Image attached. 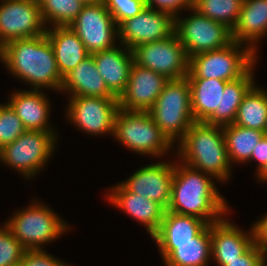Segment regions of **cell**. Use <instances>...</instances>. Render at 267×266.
Listing matches in <instances>:
<instances>
[{
  "instance_id": "obj_1",
  "label": "cell",
  "mask_w": 267,
  "mask_h": 266,
  "mask_svg": "<svg viewBox=\"0 0 267 266\" xmlns=\"http://www.w3.org/2000/svg\"><path fill=\"white\" fill-rule=\"evenodd\" d=\"M174 163L171 200L167 211L195 216L211 224L229 211L211 175L186 164Z\"/></svg>"
},
{
  "instance_id": "obj_2",
  "label": "cell",
  "mask_w": 267,
  "mask_h": 266,
  "mask_svg": "<svg viewBox=\"0 0 267 266\" xmlns=\"http://www.w3.org/2000/svg\"><path fill=\"white\" fill-rule=\"evenodd\" d=\"M0 60L10 73L35 90L61 89L63 77L46 33L8 42L0 48Z\"/></svg>"
},
{
  "instance_id": "obj_3",
  "label": "cell",
  "mask_w": 267,
  "mask_h": 266,
  "mask_svg": "<svg viewBox=\"0 0 267 266\" xmlns=\"http://www.w3.org/2000/svg\"><path fill=\"white\" fill-rule=\"evenodd\" d=\"M179 143L177 148L180 162L219 181L230 178L231 164L223 126L194 122Z\"/></svg>"
},
{
  "instance_id": "obj_4",
  "label": "cell",
  "mask_w": 267,
  "mask_h": 266,
  "mask_svg": "<svg viewBox=\"0 0 267 266\" xmlns=\"http://www.w3.org/2000/svg\"><path fill=\"white\" fill-rule=\"evenodd\" d=\"M148 113L172 145L180 142L195 122L187 77L169 80Z\"/></svg>"
},
{
  "instance_id": "obj_5",
  "label": "cell",
  "mask_w": 267,
  "mask_h": 266,
  "mask_svg": "<svg viewBox=\"0 0 267 266\" xmlns=\"http://www.w3.org/2000/svg\"><path fill=\"white\" fill-rule=\"evenodd\" d=\"M242 45L245 47L242 48ZM256 52L246 44L232 41L223 48L191 56L186 77L224 81L238 79L256 64Z\"/></svg>"
},
{
  "instance_id": "obj_6",
  "label": "cell",
  "mask_w": 267,
  "mask_h": 266,
  "mask_svg": "<svg viewBox=\"0 0 267 266\" xmlns=\"http://www.w3.org/2000/svg\"><path fill=\"white\" fill-rule=\"evenodd\" d=\"M113 136L138 154L161 157L173 145L162 134L148 112L118 108Z\"/></svg>"
},
{
  "instance_id": "obj_7",
  "label": "cell",
  "mask_w": 267,
  "mask_h": 266,
  "mask_svg": "<svg viewBox=\"0 0 267 266\" xmlns=\"http://www.w3.org/2000/svg\"><path fill=\"white\" fill-rule=\"evenodd\" d=\"M32 202L15 212L5 225L26 250H43L42 245L58 239L70 225L45 204Z\"/></svg>"
},
{
  "instance_id": "obj_8",
  "label": "cell",
  "mask_w": 267,
  "mask_h": 266,
  "mask_svg": "<svg viewBox=\"0 0 267 266\" xmlns=\"http://www.w3.org/2000/svg\"><path fill=\"white\" fill-rule=\"evenodd\" d=\"M56 137L55 131L26 130L0 149V161L20 172L24 178L34 177L52 158Z\"/></svg>"
},
{
  "instance_id": "obj_9",
  "label": "cell",
  "mask_w": 267,
  "mask_h": 266,
  "mask_svg": "<svg viewBox=\"0 0 267 266\" xmlns=\"http://www.w3.org/2000/svg\"><path fill=\"white\" fill-rule=\"evenodd\" d=\"M191 15L175 17V34L183 44L188 58L193 55L217 50L232 41L231 29L223 23L213 21L201 14L193 6Z\"/></svg>"
},
{
  "instance_id": "obj_10",
  "label": "cell",
  "mask_w": 267,
  "mask_h": 266,
  "mask_svg": "<svg viewBox=\"0 0 267 266\" xmlns=\"http://www.w3.org/2000/svg\"><path fill=\"white\" fill-rule=\"evenodd\" d=\"M134 63L162 74L169 80L185 78L189 58L176 34L163 40L140 44L132 49Z\"/></svg>"
},
{
  "instance_id": "obj_11",
  "label": "cell",
  "mask_w": 267,
  "mask_h": 266,
  "mask_svg": "<svg viewBox=\"0 0 267 266\" xmlns=\"http://www.w3.org/2000/svg\"><path fill=\"white\" fill-rule=\"evenodd\" d=\"M90 54L115 47L118 25L104 1L83 6L69 26Z\"/></svg>"
},
{
  "instance_id": "obj_12",
  "label": "cell",
  "mask_w": 267,
  "mask_h": 266,
  "mask_svg": "<svg viewBox=\"0 0 267 266\" xmlns=\"http://www.w3.org/2000/svg\"><path fill=\"white\" fill-rule=\"evenodd\" d=\"M67 107V119L84 132L94 135L112 134L119 108L118 98L71 96Z\"/></svg>"
},
{
  "instance_id": "obj_13",
  "label": "cell",
  "mask_w": 267,
  "mask_h": 266,
  "mask_svg": "<svg viewBox=\"0 0 267 266\" xmlns=\"http://www.w3.org/2000/svg\"><path fill=\"white\" fill-rule=\"evenodd\" d=\"M38 0H3L0 5V48L12 40L46 33Z\"/></svg>"
},
{
  "instance_id": "obj_14",
  "label": "cell",
  "mask_w": 267,
  "mask_h": 266,
  "mask_svg": "<svg viewBox=\"0 0 267 266\" xmlns=\"http://www.w3.org/2000/svg\"><path fill=\"white\" fill-rule=\"evenodd\" d=\"M174 34L175 17L147 6L135 17L118 25L120 44L130 50L140 44L163 40Z\"/></svg>"
},
{
  "instance_id": "obj_15",
  "label": "cell",
  "mask_w": 267,
  "mask_h": 266,
  "mask_svg": "<svg viewBox=\"0 0 267 266\" xmlns=\"http://www.w3.org/2000/svg\"><path fill=\"white\" fill-rule=\"evenodd\" d=\"M174 164L158 162L139 168L121 184L130 192L143 195L151 201L168 208L171 200V189Z\"/></svg>"
},
{
  "instance_id": "obj_16",
  "label": "cell",
  "mask_w": 267,
  "mask_h": 266,
  "mask_svg": "<svg viewBox=\"0 0 267 266\" xmlns=\"http://www.w3.org/2000/svg\"><path fill=\"white\" fill-rule=\"evenodd\" d=\"M168 81L162 74L133 63L125 92L119 97V107L148 112Z\"/></svg>"
},
{
  "instance_id": "obj_17",
  "label": "cell",
  "mask_w": 267,
  "mask_h": 266,
  "mask_svg": "<svg viewBox=\"0 0 267 266\" xmlns=\"http://www.w3.org/2000/svg\"><path fill=\"white\" fill-rule=\"evenodd\" d=\"M107 196L109 203L145 225L151 237L158 231L166 211L161 204L128 191L121 183L111 188Z\"/></svg>"
},
{
  "instance_id": "obj_18",
  "label": "cell",
  "mask_w": 267,
  "mask_h": 266,
  "mask_svg": "<svg viewBox=\"0 0 267 266\" xmlns=\"http://www.w3.org/2000/svg\"><path fill=\"white\" fill-rule=\"evenodd\" d=\"M191 89V111L195 122L220 125L222 95L228 81L187 78Z\"/></svg>"
},
{
  "instance_id": "obj_19",
  "label": "cell",
  "mask_w": 267,
  "mask_h": 266,
  "mask_svg": "<svg viewBox=\"0 0 267 266\" xmlns=\"http://www.w3.org/2000/svg\"><path fill=\"white\" fill-rule=\"evenodd\" d=\"M123 47L116 45L91 54L108 90L118 99L125 92L134 63L132 50Z\"/></svg>"
},
{
  "instance_id": "obj_20",
  "label": "cell",
  "mask_w": 267,
  "mask_h": 266,
  "mask_svg": "<svg viewBox=\"0 0 267 266\" xmlns=\"http://www.w3.org/2000/svg\"><path fill=\"white\" fill-rule=\"evenodd\" d=\"M165 266H208L211 258V224L185 243H157Z\"/></svg>"
},
{
  "instance_id": "obj_21",
  "label": "cell",
  "mask_w": 267,
  "mask_h": 266,
  "mask_svg": "<svg viewBox=\"0 0 267 266\" xmlns=\"http://www.w3.org/2000/svg\"><path fill=\"white\" fill-rule=\"evenodd\" d=\"M232 222L223 217L211 223V259L233 260L244 254L253 244L254 235L236 227Z\"/></svg>"
},
{
  "instance_id": "obj_22",
  "label": "cell",
  "mask_w": 267,
  "mask_h": 266,
  "mask_svg": "<svg viewBox=\"0 0 267 266\" xmlns=\"http://www.w3.org/2000/svg\"><path fill=\"white\" fill-rule=\"evenodd\" d=\"M49 98L40 90H25L12 93L8 104L22 120L26 130L53 131L49 127Z\"/></svg>"
},
{
  "instance_id": "obj_23",
  "label": "cell",
  "mask_w": 267,
  "mask_h": 266,
  "mask_svg": "<svg viewBox=\"0 0 267 266\" xmlns=\"http://www.w3.org/2000/svg\"><path fill=\"white\" fill-rule=\"evenodd\" d=\"M67 91L70 96H92L116 98L107 88L92 55L81 61L63 77L60 91Z\"/></svg>"
},
{
  "instance_id": "obj_24",
  "label": "cell",
  "mask_w": 267,
  "mask_h": 266,
  "mask_svg": "<svg viewBox=\"0 0 267 266\" xmlns=\"http://www.w3.org/2000/svg\"><path fill=\"white\" fill-rule=\"evenodd\" d=\"M52 28L46 29V35L51 42L58 70L64 77L91 54L69 26H54Z\"/></svg>"
},
{
  "instance_id": "obj_25",
  "label": "cell",
  "mask_w": 267,
  "mask_h": 266,
  "mask_svg": "<svg viewBox=\"0 0 267 266\" xmlns=\"http://www.w3.org/2000/svg\"><path fill=\"white\" fill-rule=\"evenodd\" d=\"M231 33L233 41L245 43L256 51L257 42L267 33V0H244Z\"/></svg>"
},
{
  "instance_id": "obj_26",
  "label": "cell",
  "mask_w": 267,
  "mask_h": 266,
  "mask_svg": "<svg viewBox=\"0 0 267 266\" xmlns=\"http://www.w3.org/2000/svg\"><path fill=\"white\" fill-rule=\"evenodd\" d=\"M208 224L195 216L165 211L158 231L152 236L156 243L190 242Z\"/></svg>"
},
{
  "instance_id": "obj_27",
  "label": "cell",
  "mask_w": 267,
  "mask_h": 266,
  "mask_svg": "<svg viewBox=\"0 0 267 266\" xmlns=\"http://www.w3.org/2000/svg\"><path fill=\"white\" fill-rule=\"evenodd\" d=\"M223 133L230 164L250 161L257 143L265 135L263 131L244 128L234 123L223 126Z\"/></svg>"
},
{
  "instance_id": "obj_28",
  "label": "cell",
  "mask_w": 267,
  "mask_h": 266,
  "mask_svg": "<svg viewBox=\"0 0 267 266\" xmlns=\"http://www.w3.org/2000/svg\"><path fill=\"white\" fill-rule=\"evenodd\" d=\"M267 121V91L254 85L238 107L234 124L265 131Z\"/></svg>"
},
{
  "instance_id": "obj_29",
  "label": "cell",
  "mask_w": 267,
  "mask_h": 266,
  "mask_svg": "<svg viewBox=\"0 0 267 266\" xmlns=\"http://www.w3.org/2000/svg\"><path fill=\"white\" fill-rule=\"evenodd\" d=\"M254 67L244 76L226 83L221 100L220 126L234 123L238 107L244 96L255 85L253 80Z\"/></svg>"
},
{
  "instance_id": "obj_30",
  "label": "cell",
  "mask_w": 267,
  "mask_h": 266,
  "mask_svg": "<svg viewBox=\"0 0 267 266\" xmlns=\"http://www.w3.org/2000/svg\"><path fill=\"white\" fill-rule=\"evenodd\" d=\"M45 26H70L81 12L83 4L79 0H38Z\"/></svg>"
},
{
  "instance_id": "obj_31",
  "label": "cell",
  "mask_w": 267,
  "mask_h": 266,
  "mask_svg": "<svg viewBox=\"0 0 267 266\" xmlns=\"http://www.w3.org/2000/svg\"><path fill=\"white\" fill-rule=\"evenodd\" d=\"M243 2L244 0H194L193 7L209 19L223 23L232 30Z\"/></svg>"
},
{
  "instance_id": "obj_32",
  "label": "cell",
  "mask_w": 267,
  "mask_h": 266,
  "mask_svg": "<svg viewBox=\"0 0 267 266\" xmlns=\"http://www.w3.org/2000/svg\"><path fill=\"white\" fill-rule=\"evenodd\" d=\"M26 131L22 120L16 115L12 107L0 105V149L15 141Z\"/></svg>"
},
{
  "instance_id": "obj_33",
  "label": "cell",
  "mask_w": 267,
  "mask_h": 266,
  "mask_svg": "<svg viewBox=\"0 0 267 266\" xmlns=\"http://www.w3.org/2000/svg\"><path fill=\"white\" fill-rule=\"evenodd\" d=\"M26 249L4 224L0 227V266H11L21 262Z\"/></svg>"
},
{
  "instance_id": "obj_34",
  "label": "cell",
  "mask_w": 267,
  "mask_h": 266,
  "mask_svg": "<svg viewBox=\"0 0 267 266\" xmlns=\"http://www.w3.org/2000/svg\"><path fill=\"white\" fill-rule=\"evenodd\" d=\"M114 21L119 25L122 21L135 17L145 7V0H103Z\"/></svg>"
},
{
  "instance_id": "obj_35",
  "label": "cell",
  "mask_w": 267,
  "mask_h": 266,
  "mask_svg": "<svg viewBox=\"0 0 267 266\" xmlns=\"http://www.w3.org/2000/svg\"><path fill=\"white\" fill-rule=\"evenodd\" d=\"M266 254L253 244L244 254L233 260H215L219 266H267Z\"/></svg>"
},
{
  "instance_id": "obj_36",
  "label": "cell",
  "mask_w": 267,
  "mask_h": 266,
  "mask_svg": "<svg viewBox=\"0 0 267 266\" xmlns=\"http://www.w3.org/2000/svg\"><path fill=\"white\" fill-rule=\"evenodd\" d=\"M21 263L23 266H68L44 250H26Z\"/></svg>"
},
{
  "instance_id": "obj_37",
  "label": "cell",
  "mask_w": 267,
  "mask_h": 266,
  "mask_svg": "<svg viewBox=\"0 0 267 266\" xmlns=\"http://www.w3.org/2000/svg\"><path fill=\"white\" fill-rule=\"evenodd\" d=\"M145 4L147 7L167 12L176 17L182 9H190L193 6V0H145Z\"/></svg>"
},
{
  "instance_id": "obj_38",
  "label": "cell",
  "mask_w": 267,
  "mask_h": 266,
  "mask_svg": "<svg viewBox=\"0 0 267 266\" xmlns=\"http://www.w3.org/2000/svg\"><path fill=\"white\" fill-rule=\"evenodd\" d=\"M254 244L267 254V214L252 226Z\"/></svg>"
},
{
  "instance_id": "obj_39",
  "label": "cell",
  "mask_w": 267,
  "mask_h": 266,
  "mask_svg": "<svg viewBox=\"0 0 267 266\" xmlns=\"http://www.w3.org/2000/svg\"><path fill=\"white\" fill-rule=\"evenodd\" d=\"M250 160L258 161L257 172H259L264 165L267 163V136H263L259 142L255 150H253Z\"/></svg>"
},
{
  "instance_id": "obj_40",
  "label": "cell",
  "mask_w": 267,
  "mask_h": 266,
  "mask_svg": "<svg viewBox=\"0 0 267 266\" xmlns=\"http://www.w3.org/2000/svg\"><path fill=\"white\" fill-rule=\"evenodd\" d=\"M258 180L266 182L267 181V163L264 165V167L257 172Z\"/></svg>"
},
{
  "instance_id": "obj_41",
  "label": "cell",
  "mask_w": 267,
  "mask_h": 266,
  "mask_svg": "<svg viewBox=\"0 0 267 266\" xmlns=\"http://www.w3.org/2000/svg\"><path fill=\"white\" fill-rule=\"evenodd\" d=\"M79 1H81L83 4H94V3H98V2H100V1H102V0H79Z\"/></svg>"
},
{
  "instance_id": "obj_42",
  "label": "cell",
  "mask_w": 267,
  "mask_h": 266,
  "mask_svg": "<svg viewBox=\"0 0 267 266\" xmlns=\"http://www.w3.org/2000/svg\"><path fill=\"white\" fill-rule=\"evenodd\" d=\"M264 134H265V136H267V121H266V126H265Z\"/></svg>"
},
{
  "instance_id": "obj_43",
  "label": "cell",
  "mask_w": 267,
  "mask_h": 266,
  "mask_svg": "<svg viewBox=\"0 0 267 266\" xmlns=\"http://www.w3.org/2000/svg\"><path fill=\"white\" fill-rule=\"evenodd\" d=\"M11 266H23L21 262L15 264V265H11Z\"/></svg>"
}]
</instances>
